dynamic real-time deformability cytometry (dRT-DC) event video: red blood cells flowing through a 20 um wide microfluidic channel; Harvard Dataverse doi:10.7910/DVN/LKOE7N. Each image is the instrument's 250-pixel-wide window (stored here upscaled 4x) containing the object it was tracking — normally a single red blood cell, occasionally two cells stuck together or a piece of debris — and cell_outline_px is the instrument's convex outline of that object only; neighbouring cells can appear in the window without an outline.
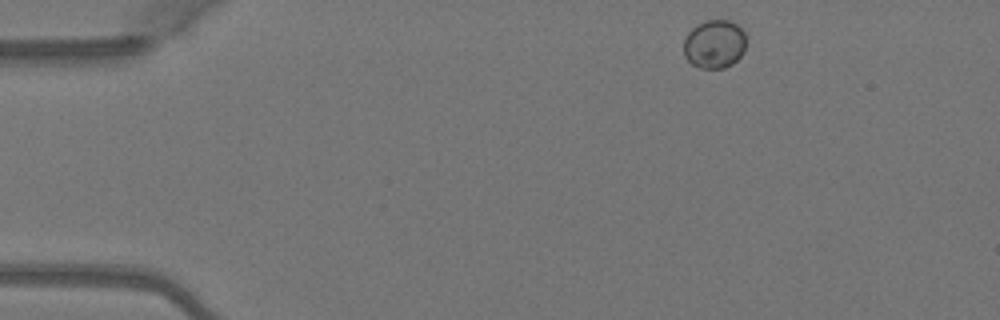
{"species": "Egyptian fruit bat (a non-hibernating species)", "species_latin": "Rousettus aegyptiacus", "temperature_condition": "warm", "stored_images_in_passage": 5, "camera_frame_rate_fps": 3000, "um_per_image_px": 0.085, "animal": {"sex": "female"}, "frame": {"image": 1, "passage_image": 1, "time_ms": 0.0, "image_size_px": [1000, 320], "cell_outline_px": [[744, 52], [732, 64], [724, 68], [700, 68], [692, 64], [684, 56], [684, 40], [688, 32], [696, 24], [708, 20], [728, 20], [736, 24], [744, 32]], "centroid_in_image_um": [60.7, 3.75], "position_along_channel_um": 24.3, "area_um2": 17.57}}
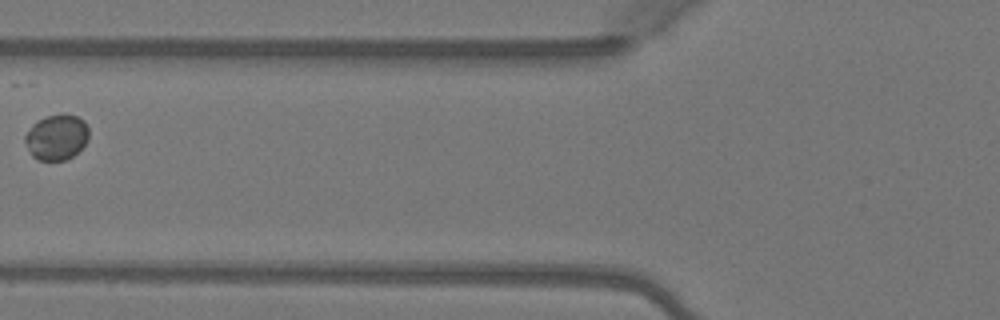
{"frame": {"image": 2, "passage_image": 4, "time_ms": 1.0, "image_size_px": [1000, 320], "cell_outline_px": [[88, 140], [72, 156], [64, 160], [36, 160], [32, 156], [24, 140], [24, 136], [32, 124], [48, 116], [76, 116], [84, 120], [88, 128]], "centroid_in_image_um": [4.79, 11.69], "position_along_channel_um": 121.0, "area_um2": 16.47}}
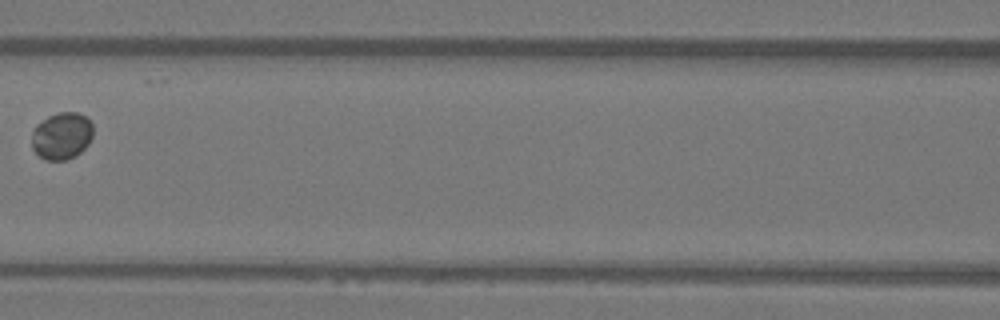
{"frame": {"image": 3, "passage_image": 5, "time_ms": 1.333, "image_size_px": [1000, 320], "cell_outline_px": [[92, 136], [88, 144], [76, 156], [68, 160], [44, 160], [32, 148], [32, 132], [36, 124], [48, 116], [56, 112], [80, 112], [92, 124]], "centroid_in_image_um": [5.23, 11.54], "position_along_channel_um": 161.4, "area_um2": 16.94}}